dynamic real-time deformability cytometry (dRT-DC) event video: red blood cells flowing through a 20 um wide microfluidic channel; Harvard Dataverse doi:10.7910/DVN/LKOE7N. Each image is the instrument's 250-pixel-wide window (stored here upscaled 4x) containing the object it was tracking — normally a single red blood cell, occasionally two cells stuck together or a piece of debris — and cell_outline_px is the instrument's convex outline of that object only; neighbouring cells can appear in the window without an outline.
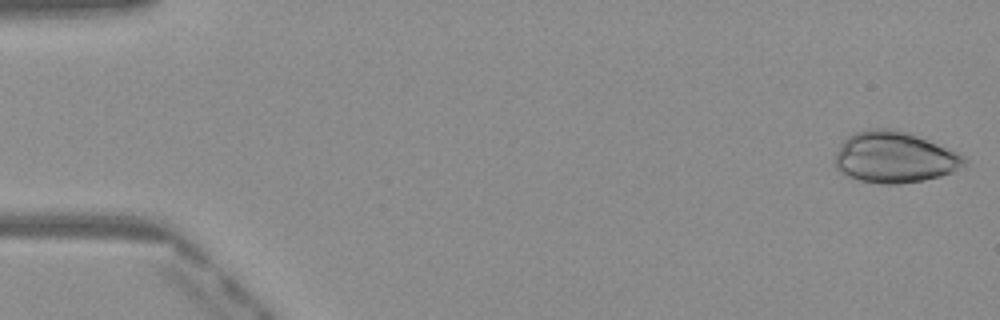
{"species": "Egyptian fruit bat (a non-hibernating species)", "species_latin": "Rousettus aegyptiacus", "temperature_condition": "warm", "stored_images_in_passage": 49, "camera_frame_rate_fps": 3000, "um_per_image_px": 0.085, "frame": {"image": 1, "passage_image": 1, "time_ms": 0.0, "image_size_px": [1000, 320], "cell_outline_px": [[968, 160], [964, 164], [952, 172], [940, 176], [924, 180], [896, 184], [880, 184], [860, 180], [848, 176], [840, 172], [836, 168], [832, 160], [840, 144], [848, 136], [856, 132], [868, 128], [896, 128], [908, 132], [928, 140], [964, 156]], "centroid_in_image_um": [75.97, 13.36], "position_along_channel_um": 9.0, "area_um2": 38.67}}
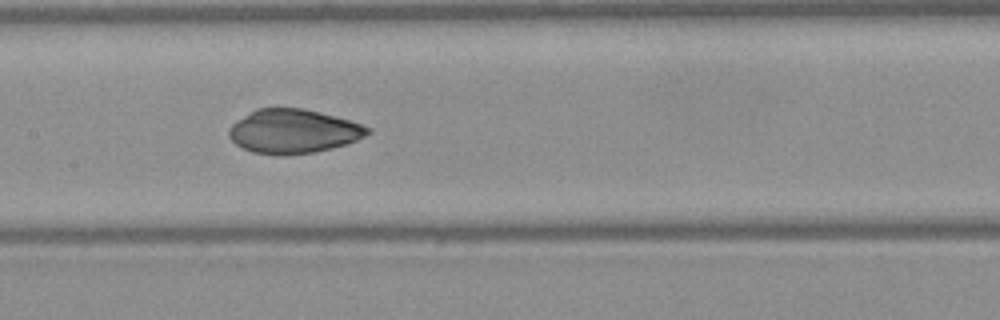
{"frame": {"image": 2, "passage_image": 24, "time_ms": 7.667, "image_size_px": [1000, 320], "cell_outline_px": [[372, 132], [348, 144], [316, 152], [252, 152], [236, 144], [228, 136], [228, 128], [236, 120], [256, 108], [304, 108], [320, 112], [348, 120], [372, 128]], "centroid_in_image_um": [24.94, 11.12], "position_along_channel_um": 182.5, "area_um2": 34.85}}
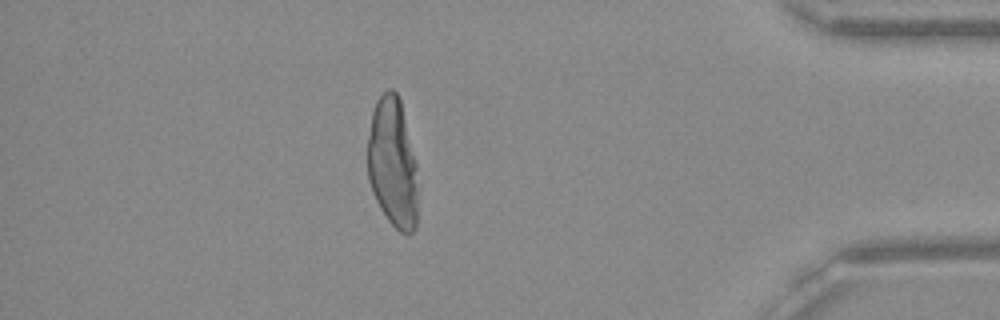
{"frame": {"image": 3, "passage_image": 43, "time_ms": 14.0, "image_size_px": [1000, 320], "cell_outline_px": [[416, 228], [408, 236], [400, 232], [388, 220], [380, 208], [372, 192], [368, 180], [368, 136], [372, 112], [376, 100], [388, 88], [392, 88], [396, 92], [400, 100], [416, 160]], "centroid_in_image_um": [33.36, 13.85], "position_along_channel_um": 401.8, "area_um2": 38.09}}